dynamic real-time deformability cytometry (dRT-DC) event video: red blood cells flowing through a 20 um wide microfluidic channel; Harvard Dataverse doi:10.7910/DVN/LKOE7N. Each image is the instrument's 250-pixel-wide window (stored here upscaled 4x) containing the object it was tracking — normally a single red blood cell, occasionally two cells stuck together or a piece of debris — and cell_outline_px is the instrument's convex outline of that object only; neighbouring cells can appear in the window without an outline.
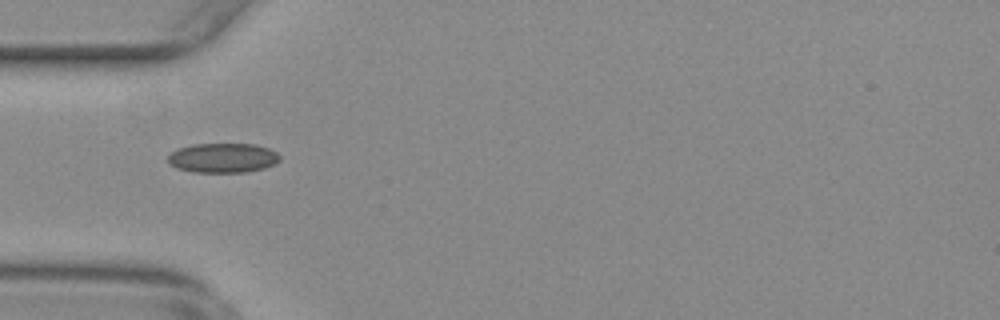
{"species": "common noctule bat (a hibernating species)", "species_latin": "Nyctalus noctula", "temperature_condition": "warm", "stored_images_in_passage": 35, "camera_frame_rate_fps": 3000, "um_per_image_px": 0.085, "animal": {"sex": "female", "body_mass_g": 29.2, "forearm_length_mm": 56.3}, "frame": {"image": 1, "passage_image": 7, "time_ms": 2.0, "image_size_px": [1000, 320], "cell_outline_px": [[280, 160], [276, 164], [264, 168], [244, 172], [192, 172], [176, 168], [168, 160], [168, 156], [172, 152], [180, 148], [192, 144], [252, 144], [268, 148], [276, 152], [280, 156]], "centroid_in_image_um": [18.96, 13.42], "position_along_channel_um": 66.0, "area_um2": 19.19}}
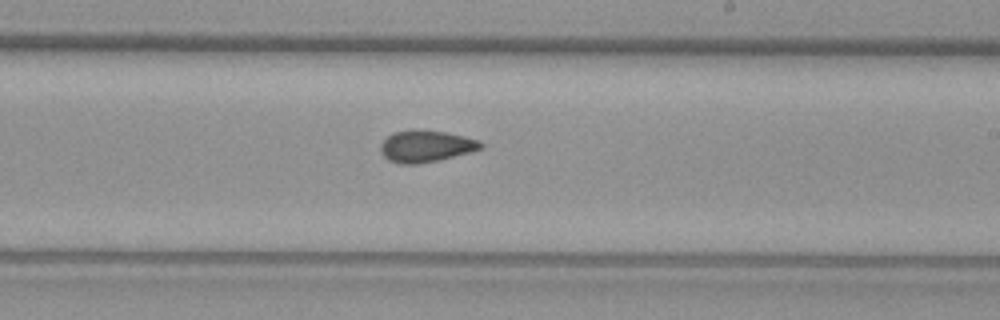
{"frame": {"image": 2, "passage_image": 22, "time_ms": 7.0, "image_size_px": [1000, 320], "cell_outline_px": [[484, 144], [480, 148], [468, 152], [436, 160], [416, 164], [400, 164], [388, 160], [380, 152], [380, 144], [392, 132], [444, 132], [464, 136], [480, 140]], "centroid_in_image_um": [36.17, 12.46], "position_along_channel_um": 252.8, "area_um2": 17.74}}
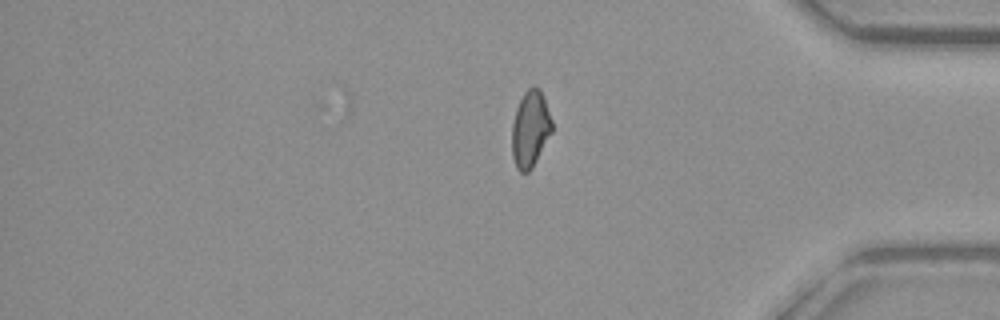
{"frame": {"image": 3, "passage_image": 35, "time_ms": 11.333, "image_size_px": [1000, 320], "cell_outline_px": [[552, 132], [532, 168], [528, 172], [520, 172], [516, 168], [512, 156], [512, 124], [516, 108], [524, 92], [528, 88], [540, 88], [544, 96], [552, 120]], "centroid_in_image_um": [45.07, 10.97], "position_along_channel_um": 390.1, "area_um2": 17.86}, "authors_computed_cell_mechanics": {"area_um2": 18.207, "velocity_mm_per_s": 3.7375, "shape_relaxation_time_tau1_ms": null, "shape_relaxation_time_tau2_ms": 2.5362, "deformation_change_tau1": null, "deformation_change_tau2": 0.0695}}